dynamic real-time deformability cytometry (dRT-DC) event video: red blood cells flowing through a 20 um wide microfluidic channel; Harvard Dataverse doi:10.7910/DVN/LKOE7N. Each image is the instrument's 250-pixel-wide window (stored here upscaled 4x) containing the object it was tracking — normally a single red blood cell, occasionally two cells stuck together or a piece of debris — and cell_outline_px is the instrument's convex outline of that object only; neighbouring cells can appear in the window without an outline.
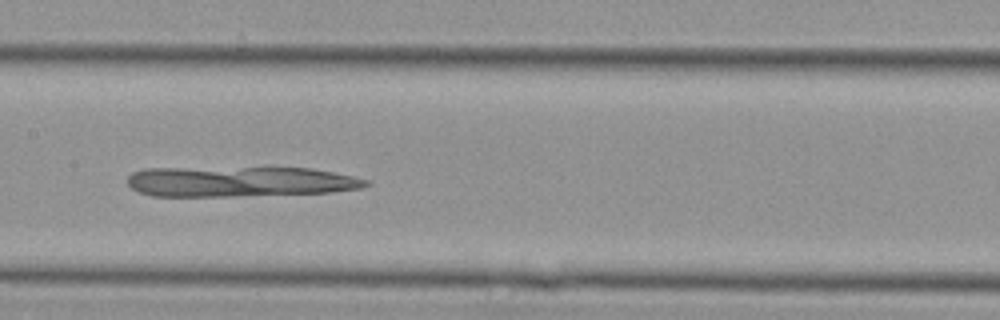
{"species": "Egyptian fruit bat (a non-hibernating species)", "species_latin": "Rousettus aegyptiacus", "temperature_condition": "cold", "stored_images_in_passage": 30, "camera_frame_rate_fps": 3000, "um_per_image_px": 0.085, "animal": {"sex": "female"}, "frame": {"image": 1, "passage_image": 12, "time_ms": 3.667, "image_size_px": [1000, 320], "cell_outline_px": [[372, 184], [360, 188], [332, 192], [236, 196], [152, 196], [140, 192], [132, 188], [128, 184], [128, 176], [132, 172], [144, 168], [312, 168], [352, 176], [368, 180]], "centroid_in_image_um": [20.37, 15.44], "position_along_channel_um": 187.0, "area_um2": 42.02}}